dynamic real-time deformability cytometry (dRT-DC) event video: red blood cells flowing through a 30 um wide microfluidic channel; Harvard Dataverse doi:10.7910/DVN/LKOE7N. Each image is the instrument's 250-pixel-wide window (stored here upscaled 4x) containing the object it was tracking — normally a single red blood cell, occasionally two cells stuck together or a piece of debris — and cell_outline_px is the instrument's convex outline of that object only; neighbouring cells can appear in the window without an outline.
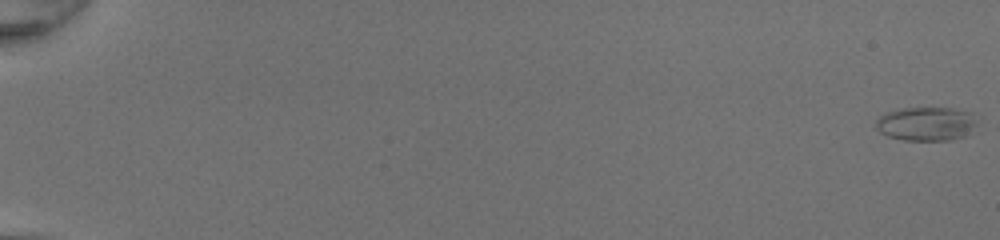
{"species": "common noctule bat (a hibernating species)", "species_latin": "Nyctalus noctula", "temperature_condition": "room temperature", "stored_images_in_passage": 52, "camera_frame_rate_fps": 3000, "um_per_image_px": 0.085, "animal": {"sex": "female", "body_mass_g": 20.0, "forearm_length_mm": 54.0}, "frame": {"image": 1, "passage_image": 1, "time_ms": 0.0, "image_size_px": [1000, 240], "cell_outline_px": [[976, 124], [964, 136], [952, 140], [904, 140], [888, 136], [880, 132], [876, 128], [876, 120], [884, 112], [904, 108], [956, 108], [972, 112], [976, 120]], "centroid_in_image_um": [78.72, 10.51], "position_along_channel_um": 6.3, "area_um2": 20.0}}
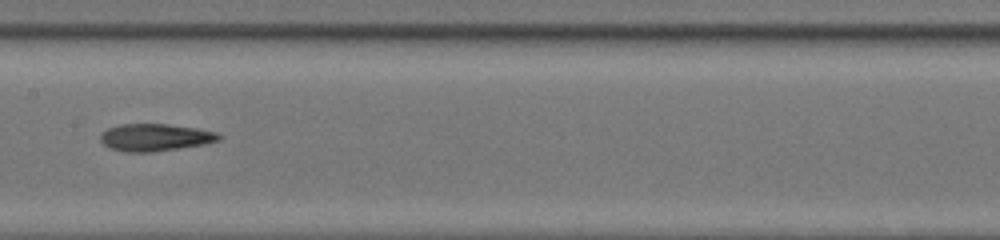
{"frame": {"image": 2, "passage_image": 30, "time_ms": 9.667, "image_size_px": [1000, 240], "cell_outline_px": [[224, 136], [220, 140], [204, 144], [180, 148], [152, 152], [124, 152], [108, 148], [100, 140], [100, 136], [108, 128], [120, 124], [168, 124], [196, 128], [216, 132]], "centroid_in_image_um": [13.2, 11.68], "position_along_channel_um": 194.2, "area_um2": 18.9}}
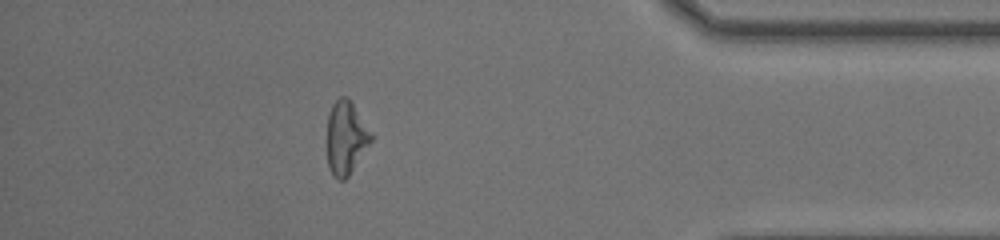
{"frame": {"image": 3, "passage_image": 47, "time_ms": 15.333, "image_size_px": [1000, 240], "cell_outline_px": [[372, 140], [348, 176], [344, 180], [340, 180], [332, 176], [328, 168], [328, 116], [332, 104], [340, 96], [348, 96], [372, 132]], "centroid_in_image_um": [29.41, 11.69], "position_along_channel_um": 405.8, "area_um2": 18.73}, "authors_computed_cell_mechanics": {"area_um2": 19.6809, "velocity_mm_per_s": 4.2742, "shape_relaxation_time_tau1_ms": null, "shape_relaxation_time_tau2_ms": 3.5755, "deformation_change_tau1": null, "deformation_change_tau2": 0.1493}}